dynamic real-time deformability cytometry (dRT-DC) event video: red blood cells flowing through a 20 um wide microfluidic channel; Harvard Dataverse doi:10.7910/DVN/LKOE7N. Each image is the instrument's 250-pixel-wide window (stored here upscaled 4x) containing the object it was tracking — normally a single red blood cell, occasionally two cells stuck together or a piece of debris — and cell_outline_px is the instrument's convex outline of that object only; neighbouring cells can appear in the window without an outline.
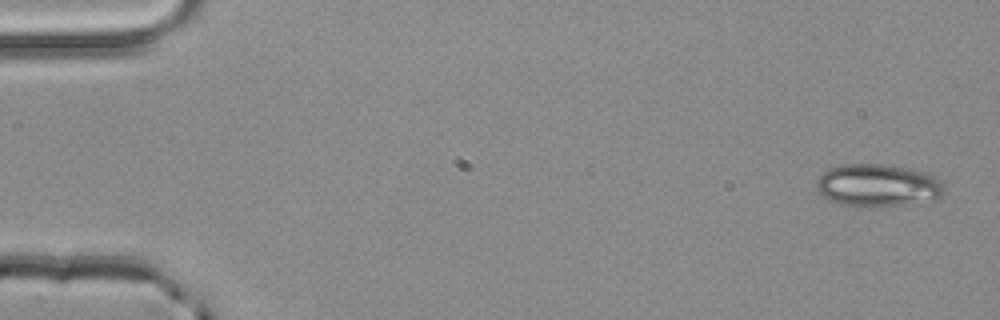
{"species": "common noctule bat (a hibernating species)", "species_latin": "Nyctalus noctula", "temperature_condition": "room temperature", "stored_images_in_passage": 4, "camera_frame_rate_fps": 3000, "um_per_image_px": 0.085, "animal": {"sex": "male", "body_mass_g": 20.4}, "frame": {"image": 1, "passage_image": 1, "time_ms": 0.0, "image_size_px": [1000, 320], "cell_outline_px": [[944, 192], [936, 196], [904, 204], [856, 208], [840, 204], [828, 200], [816, 188], [816, 180], [828, 168], [840, 164], [884, 164], [924, 172], [940, 180], [944, 188]], "centroid_in_image_um": [74.49, 15.75], "position_along_channel_um": 10.5, "area_um2": 31.21}}